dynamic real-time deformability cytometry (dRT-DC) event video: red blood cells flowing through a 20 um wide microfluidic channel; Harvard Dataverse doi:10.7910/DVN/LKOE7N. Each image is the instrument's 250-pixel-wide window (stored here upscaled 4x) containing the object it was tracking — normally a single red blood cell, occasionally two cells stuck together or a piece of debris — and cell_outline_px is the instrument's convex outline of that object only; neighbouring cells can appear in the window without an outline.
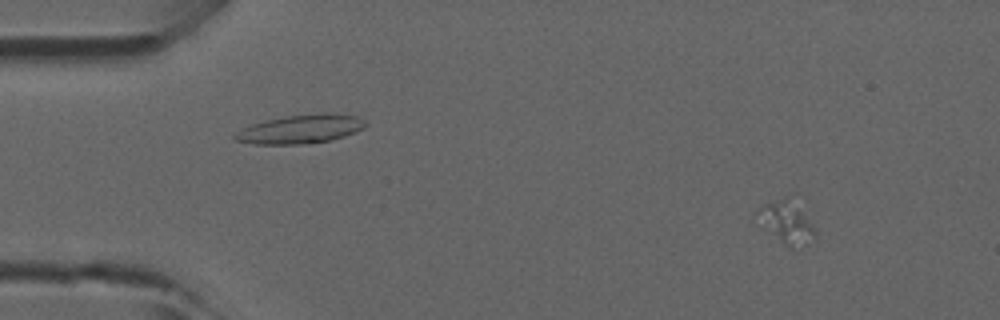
{"species": "common noctule bat (a hibernating species)", "species_latin": "Nyctalus noctula", "temperature_condition": "room temperature", "stored_images_in_passage": 11, "camera_frame_rate_fps": 3000, "um_per_image_px": 0.085, "animal": {"sex": "male", "forearm_length_mm": 52.5}, "frame": {"image": 1, "passage_image": 5, "time_ms": 1.333, "image_size_px": [1000, 320], "cell_outline_px": [[816, 236], [792, 248], [756, 212], [760, 208], [768, 204], [788, 196], [812, 224], [816, 232]], "centroid_in_image_um": [66.97, 18.83], "position_along_channel_um": 18.0, "area_um2": 11.91}}